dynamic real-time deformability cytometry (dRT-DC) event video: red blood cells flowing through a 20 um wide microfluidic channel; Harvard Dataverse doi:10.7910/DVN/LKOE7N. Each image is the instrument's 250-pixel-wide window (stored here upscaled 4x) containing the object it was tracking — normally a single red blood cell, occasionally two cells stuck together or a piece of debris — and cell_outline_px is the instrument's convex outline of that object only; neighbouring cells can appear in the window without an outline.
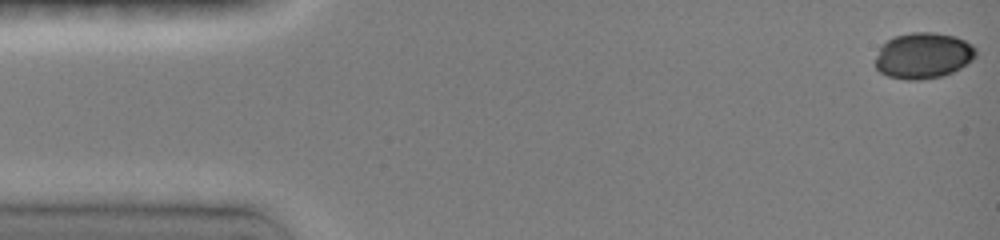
{"species": "common noctule bat (a hibernating species)", "species_latin": "Nyctalus noctula", "temperature_condition": "room temperature", "stored_images_in_passage": 45, "camera_frame_rate_fps": 3000, "um_per_image_px": 0.085, "animal": {"sex": "female", "body_mass_g": 19.0, "forearm_length_mm": 51.5}, "frame": {"image": 1, "passage_image": 1, "time_ms": 0.0, "image_size_px": [1000, 240], "cell_outline_px": [[976, 56], [972, 60], [960, 68], [944, 76], [920, 80], [908, 80], [888, 76], [880, 72], [876, 68], [876, 56], [880, 44], [892, 36], [912, 32], [936, 32], [956, 36], [972, 44], [976, 48]], "centroid_in_image_um": [78.46, 4.71], "position_along_channel_um": 6.5, "area_um2": 27.34}}
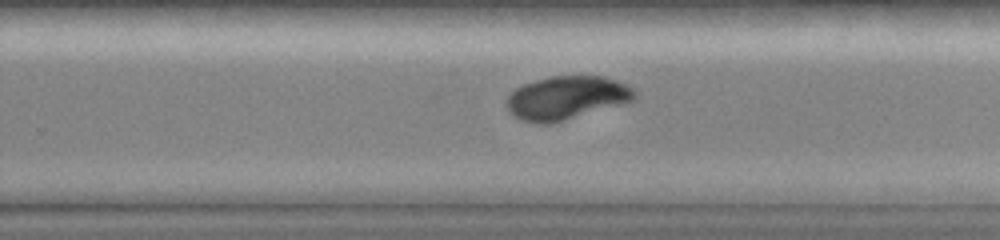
{"frame": {"image": 2, "passage_image": 31, "time_ms": 10.0, "image_size_px": [1000, 240], "cell_outline_px": [[636, 96], [632, 100], [624, 104], [552, 124], [536, 124], [512, 116], [508, 112], [504, 104], [508, 96], [516, 88], [524, 84], [536, 80], [552, 76], [604, 76], [616, 80], [632, 88], [636, 92]], "centroid_in_image_um": [48.12, 8.33], "position_along_channel_um": 281.7, "area_um2": 32.66}}
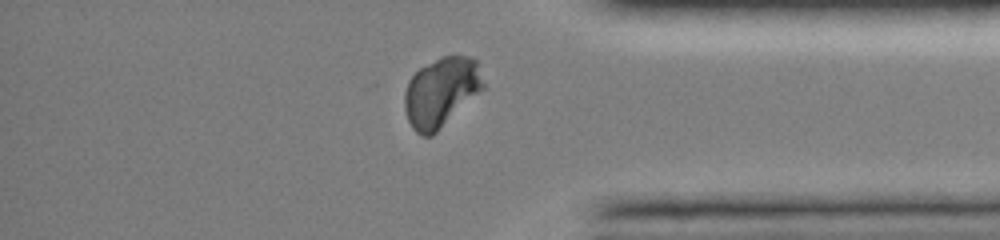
{"frame": {"image": 3, "passage_image": 40, "time_ms": 13.0, "image_size_px": [1000, 240], "cell_outline_px": [[484, 88], [432, 136], [420, 136], [412, 128], [408, 120], [404, 108], [404, 92], [408, 80], [420, 68], [440, 56], [468, 56], [476, 60], [484, 84]], "centroid_in_image_um": [37.46, 7.83], "position_along_channel_um": 397.7, "area_um2": 31.67}}